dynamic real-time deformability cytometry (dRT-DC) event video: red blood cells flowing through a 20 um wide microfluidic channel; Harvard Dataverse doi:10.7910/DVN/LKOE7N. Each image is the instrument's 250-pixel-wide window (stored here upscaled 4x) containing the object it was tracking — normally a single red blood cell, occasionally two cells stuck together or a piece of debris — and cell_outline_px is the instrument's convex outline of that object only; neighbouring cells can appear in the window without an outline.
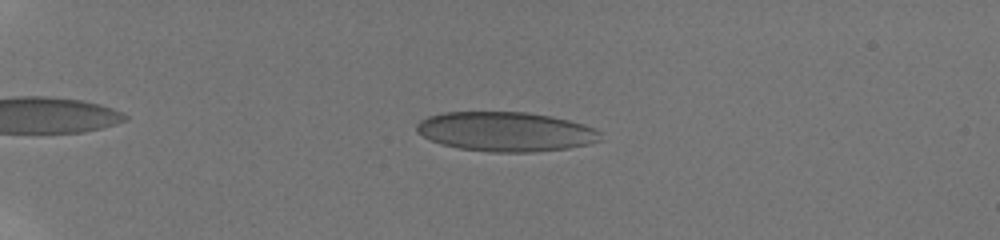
{"species": "human", "species_latin": "Homo sapiens", "temperature_condition": "room temperature", "stored_images_in_passage": 28, "camera_frame_rate_fps": 3000, "um_per_image_px": 0.085, "donor": {"sex": "male"}, "frame": {"image": 1, "passage_image": 14, "time_ms": 3.667, "image_size_px": [1000, 240], "cell_outline_px": [[604, 140], [588, 144], [568, 148], [536, 152], [488, 152], [460, 148], [440, 144], [416, 132], [416, 124], [420, 120], [428, 116], [444, 112], [528, 112], [552, 116], [584, 124], [596, 128], [600, 132]], "centroid_in_image_um": [43.02, 11.19], "position_along_channel_um": 42.0, "area_um2": 42.66}}
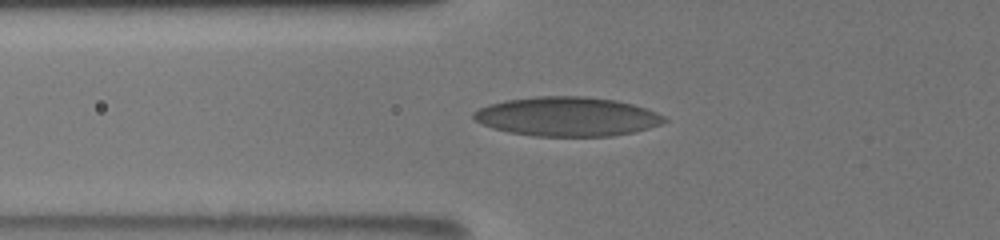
{"frame": {"image": 2, "passage_image": 24, "time_ms": 6.333, "image_size_px": [1000, 240], "cell_outline_px": [[668, 120], [660, 124], [648, 128], [632, 132], [612, 136], [532, 136], [508, 132], [492, 128], [476, 120], [472, 116], [472, 112], [488, 104], [504, 100], [536, 96], [584, 96], [616, 100], [632, 104], [656, 112], [664, 116]], "centroid_in_image_um": [48.18, 9.9], "position_along_channel_um": 77.6, "area_um2": 43.58}}